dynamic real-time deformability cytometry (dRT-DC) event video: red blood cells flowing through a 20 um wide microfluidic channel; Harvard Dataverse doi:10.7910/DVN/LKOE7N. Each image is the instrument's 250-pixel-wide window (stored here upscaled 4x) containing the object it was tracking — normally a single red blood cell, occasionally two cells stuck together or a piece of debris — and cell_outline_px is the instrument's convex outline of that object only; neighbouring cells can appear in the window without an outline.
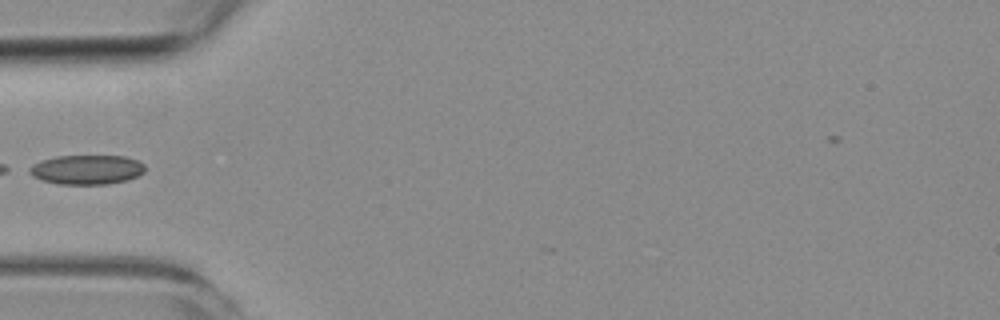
{"species": "common noctule bat (a hibernating species)", "species_latin": "Nyctalus noctula", "temperature_condition": "room temperature", "stored_images_in_passage": 2, "camera_frame_rate_fps": 3000, "um_per_image_px": 0.085, "animal": {"sex": "female", "body_mass_g": 19.3, "forearm_length_mm": 54.1}, "frame": {"image": 1, "passage_image": 1, "time_ms": 0.0, "image_size_px": [1000, 320], "cell_outline_px": [[144, 172], [128, 180], [108, 184], [60, 184], [44, 180], [32, 176], [24, 172], [24, 168], [40, 160], [56, 156], [124, 156], [136, 160], [144, 164]], "centroid_in_image_um": [7.29, 14.41], "position_along_channel_um": 77.7, "area_um2": 20.06}}